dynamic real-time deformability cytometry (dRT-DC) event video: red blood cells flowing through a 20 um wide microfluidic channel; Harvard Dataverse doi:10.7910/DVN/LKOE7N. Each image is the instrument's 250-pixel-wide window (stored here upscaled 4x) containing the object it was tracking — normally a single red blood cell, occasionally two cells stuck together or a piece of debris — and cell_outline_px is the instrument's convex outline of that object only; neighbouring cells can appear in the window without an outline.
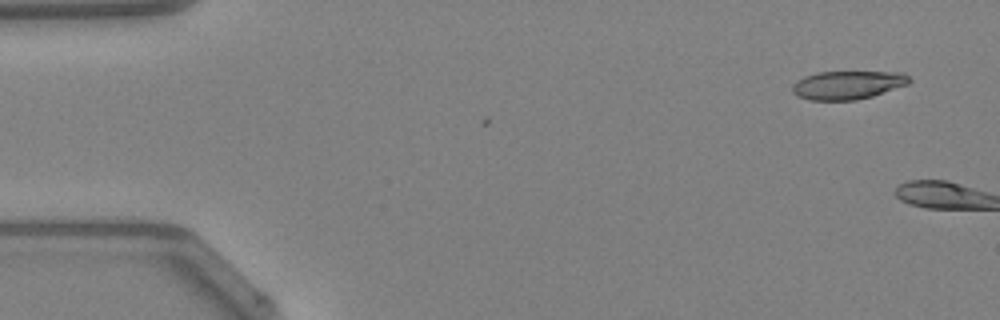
{"species": "Egyptian fruit bat (a non-hibernating species)", "species_latin": "Rousettus aegyptiacus", "temperature_condition": "warm", "stored_images_in_passage": 2, "camera_frame_rate_fps": 3000, "um_per_image_px": 0.085, "animal": {"sex": "female"}, "frame": {"image": 1, "passage_image": 1, "time_ms": 0.0, "image_size_px": [1000, 320], "cell_outline_px": [[912, 80], [908, 84], [872, 96], [856, 100], [808, 100], [796, 96], [792, 92], [792, 84], [804, 76], [816, 72], [904, 72]], "centroid_in_image_um": [72.03, 7.22], "position_along_channel_um": 13.0, "area_um2": 19.48}}